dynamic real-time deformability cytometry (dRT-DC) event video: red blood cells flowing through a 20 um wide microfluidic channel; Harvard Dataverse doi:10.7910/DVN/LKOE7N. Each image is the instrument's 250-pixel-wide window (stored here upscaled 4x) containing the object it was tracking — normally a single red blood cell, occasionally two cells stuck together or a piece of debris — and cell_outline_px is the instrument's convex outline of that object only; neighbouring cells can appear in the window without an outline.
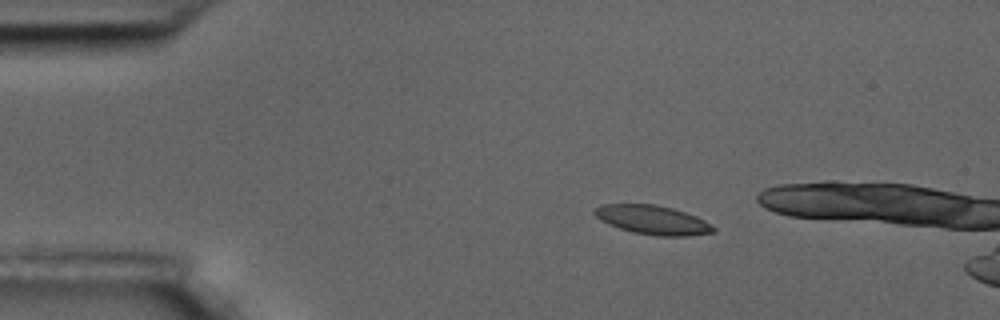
{"species": "common noctule bat (a hibernating species)", "species_latin": "Nyctalus noctula", "temperature_condition": "room temperature", "stored_images_in_passage": 5, "camera_frame_rate_fps": 3000, "um_per_image_px": 0.085, "animal": {"sex": "male", "body_mass_g": 17.5, "forearm_length_mm": 52.3}, "frame": {"image": 1, "passage_image": 3, "time_ms": 0.667, "image_size_px": [1000, 320], "cell_outline_px": [[716, 232], [688, 236], [656, 236], [632, 232], [608, 224], [600, 220], [592, 212], [600, 204], [656, 204], [672, 208], [696, 216], [712, 224], [716, 228]], "centroid_in_image_um": [55.49, 18.7], "position_along_channel_um": 29.5, "area_um2": 20.23}}